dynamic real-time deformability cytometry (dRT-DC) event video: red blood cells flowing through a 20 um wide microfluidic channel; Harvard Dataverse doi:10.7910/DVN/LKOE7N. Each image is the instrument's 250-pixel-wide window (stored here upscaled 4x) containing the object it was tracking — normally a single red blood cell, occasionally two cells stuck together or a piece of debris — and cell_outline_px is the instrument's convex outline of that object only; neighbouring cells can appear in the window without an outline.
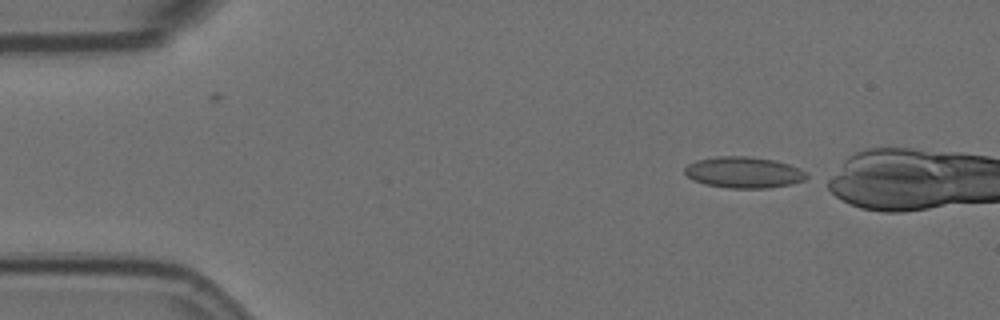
{"species": "Egyptian fruit bat (a non-hibernating species)", "species_latin": "Rousettus aegyptiacus", "temperature_condition": "room temperature", "stored_images_in_passage": 5, "camera_frame_rate_fps": 3000, "um_per_image_px": 0.085, "animal": {"sex": "female"}, "frame": {"image": 1, "passage_image": 5, "time_ms": 1.333, "image_size_px": [1000, 320], "cell_outline_px": [[808, 176], [804, 180], [792, 184], [768, 188], [728, 188], [704, 184], [692, 180], [684, 172], [684, 168], [688, 164], [696, 160], [716, 156], [748, 156], [776, 160], [800, 168]], "centroid_in_image_um": [63.2, 14.65], "position_along_channel_um": 21.8, "area_um2": 22.31}}